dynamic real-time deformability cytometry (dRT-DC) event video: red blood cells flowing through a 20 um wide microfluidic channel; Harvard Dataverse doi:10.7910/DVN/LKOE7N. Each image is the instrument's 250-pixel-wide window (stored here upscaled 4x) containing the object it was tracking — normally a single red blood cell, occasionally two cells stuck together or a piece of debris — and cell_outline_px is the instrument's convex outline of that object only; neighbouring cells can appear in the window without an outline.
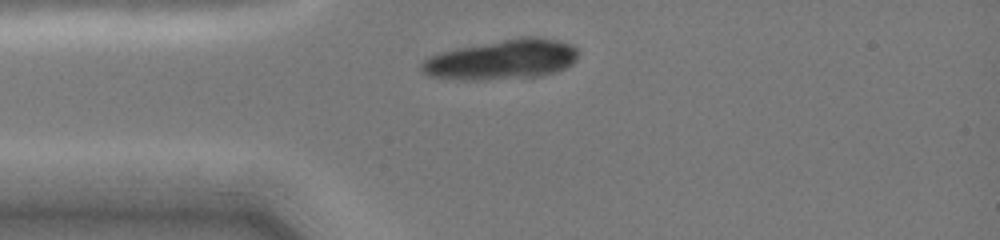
{"species": "common noctule bat (a hibernating species)", "species_latin": "Nyctalus noctula", "temperature_condition": "cold", "stored_images_in_passage": 18, "camera_frame_rate_fps": 3000, "um_per_image_px": 0.085, "animal": {"sex": "female", "body_mass_g": 19.0, "forearm_length_mm": 51.5}, "frame": {"image": 1, "passage_image": 1, "time_ms": 0.0, "image_size_px": [1000, 240], "cell_outline_px": [[576, 60], [572, 64], [556, 72], [540, 76], [480, 80], [460, 80], [428, 76], [420, 68], [420, 64], [424, 60], [440, 52], [456, 48], [520, 36], [536, 36], [556, 40], [568, 44], [576, 48]], "centroid_in_image_um": [42.64, 5.06], "position_along_channel_um": 42.4, "area_um2": 36.36}}